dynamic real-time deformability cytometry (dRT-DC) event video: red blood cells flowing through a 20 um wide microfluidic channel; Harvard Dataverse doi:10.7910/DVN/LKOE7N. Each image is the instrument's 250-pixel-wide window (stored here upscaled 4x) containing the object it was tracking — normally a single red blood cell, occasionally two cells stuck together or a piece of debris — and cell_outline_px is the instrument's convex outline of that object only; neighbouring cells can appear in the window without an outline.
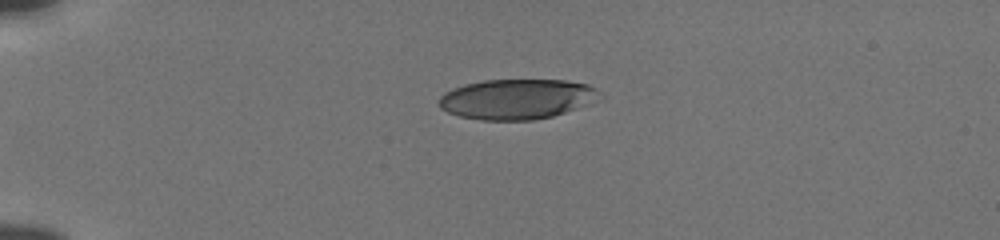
{"species": "human", "species_latin": "Homo sapiens", "temperature_condition": "cold", "stored_images_in_passage": 41, "camera_frame_rate_fps": 3000, "um_per_image_px": 0.085, "donor": {"sex": "male"}, "frame": {"image": 1, "passage_image": 1, "time_ms": 0.0, "image_size_px": [1000, 240], "cell_outline_px": [[596, 92], [576, 108], [552, 116], [532, 120], [480, 120], [460, 116], [448, 112], [440, 108], [440, 96], [444, 92], [452, 88], [464, 84], [484, 80], [564, 80], [588, 84], [596, 88]], "centroid_in_image_um": [43.77, 8.41], "position_along_channel_um": 41.2, "area_um2": 36.65}}
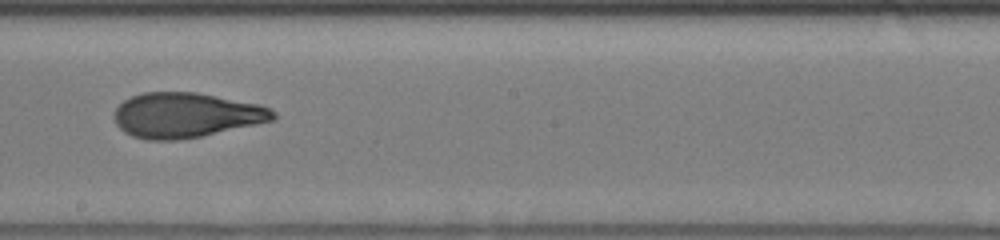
{"frame": {"image": 2, "passage_image": 20, "time_ms": 6.333, "image_size_px": [1000, 240], "cell_outline_px": [[276, 116], [272, 120], [256, 124], [200, 136], [176, 140], [148, 140], [132, 136], [124, 132], [116, 124], [116, 108], [124, 100], [132, 96], [144, 92], [196, 92], [260, 104], [272, 108], [276, 112]], "centroid_in_image_um": [15.82, 9.78], "position_along_channel_um": 232.4, "area_um2": 41.38}}
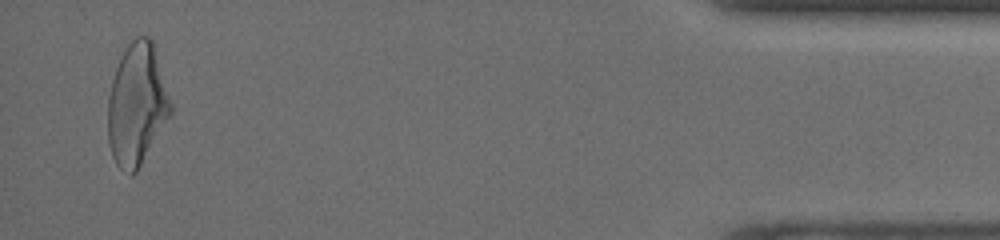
{"frame": {"image": 3, "passage_image": 40, "time_ms": 13.0, "image_size_px": [1000, 240], "cell_outline_px": [[172, 112], [136, 172], [132, 176], [128, 176], [116, 164], [112, 156], [108, 140], [108, 96], [112, 80], [120, 56], [128, 44], [136, 36], [148, 36], [152, 40], [172, 104]], "centroid_in_image_um": [11.62, 8.89], "position_along_channel_um": 423.6, "area_um2": 44.39}, "authors_computed_cell_mechanics": {"area_um2": 41.8472, "velocity_mm_per_s": 3.8402, "shape_relaxation_time_tau1_ms": 4.4186, "shape_relaxation_time_tau2_ms": 1.2277, "deformation_change_tau1": 0.1853, "deformation_change_tau2": 0.0842}}